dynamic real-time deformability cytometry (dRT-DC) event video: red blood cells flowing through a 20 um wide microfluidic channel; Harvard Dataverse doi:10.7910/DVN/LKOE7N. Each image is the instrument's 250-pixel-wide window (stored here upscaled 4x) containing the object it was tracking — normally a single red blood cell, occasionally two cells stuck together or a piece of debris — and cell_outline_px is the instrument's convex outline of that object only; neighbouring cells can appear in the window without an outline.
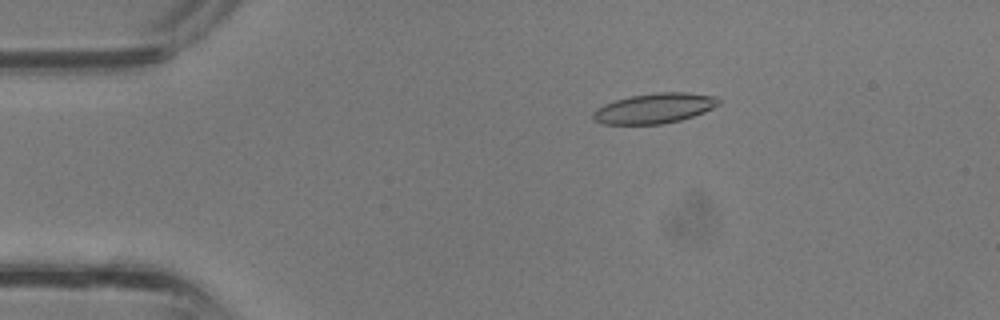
{"species": "common noctule bat (a hibernating species)", "species_latin": "Nyctalus noctula", "temperature_condition": "room temperature", "stored_images_in_passage": 36, "camera_frame_rate_fps": 3000, "um_per_image_px": 0.085, "animal": {"sex": "male", "body_mass_g": 13.3}, "frame": {"image": 1, "passage_image": 7, "time_ms": 2.0, "image_size_px": [1000, 320], "cell_outline_px": [[720, 104], [704, 112], [680, 120], [664, 124], [604, 124], [596, 120], [592, 116], [592, 112], [596, 108], [604, 104], [616, 100], [632, 96], [656, 92], [688, 92], [716, 96], [720, 100]], "centroid_in_image_um": [55.65, 9.2], "position_along_channel_um": 29.4, "area_um2": 22.02}}
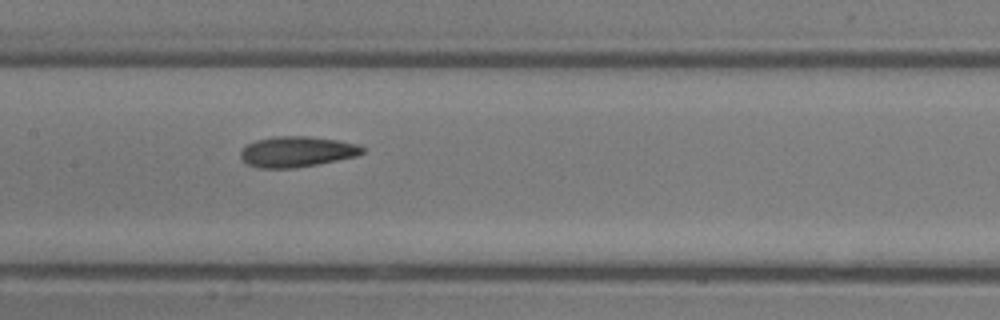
{"frame": {"image": 2, "passage_image": 18, "time_ms": 5.667, "image_size_px": [1000, 320], "cell_outline_px": [[364, 152], [356, 156], [296, 168], [260, 168], [248, 164], [240, 156], [240, 152], [248, 144], [256, 140], [272, 136], [308, 136], [336, 140], [356, 144], [364, 148]], "centroid_in_image_um": [25.22, 12.89], "position_along_channel_um": 182.2, "area_um2": 21.5}}
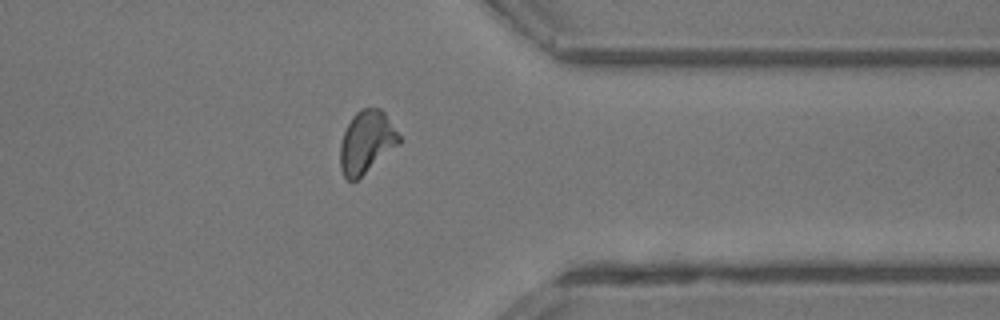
{"frame": {"image": 3, "passage_image": 29, "time_ms": 9.333, "image_size_px": [1000, 320], "cell_outline_px": [[404, 140], [400, 144], [356, 180], [348, 180], [344, 176], [340, 168], [340, 144], [344, 132], [352, 116], [360, 108], [380, 108], [384, 112]], "centroid_in_image_um": [31.18, 12.06], "position_along_channel_um": 380.2, "area_um2": 21.5}}